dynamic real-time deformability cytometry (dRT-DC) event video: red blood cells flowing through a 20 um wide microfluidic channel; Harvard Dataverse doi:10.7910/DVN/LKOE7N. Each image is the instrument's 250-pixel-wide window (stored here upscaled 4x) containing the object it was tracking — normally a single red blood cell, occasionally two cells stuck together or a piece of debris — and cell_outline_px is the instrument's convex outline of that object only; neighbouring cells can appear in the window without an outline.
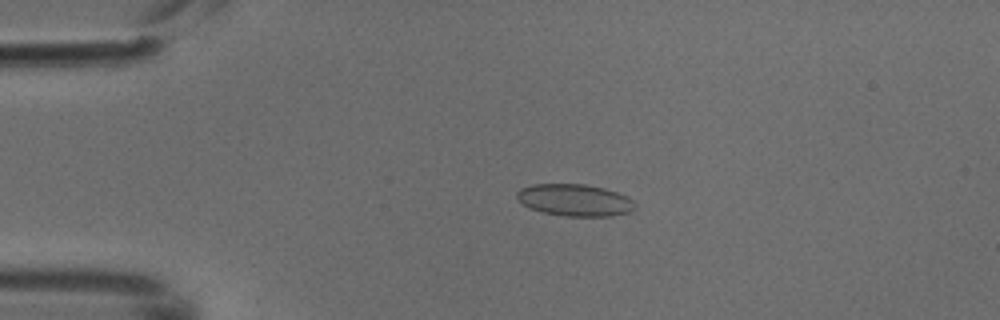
{"species": "common noctule bat (a hibernating species)", "species_latin": "Nyctalus noctula", "temperature_condition": "cold", "stored_images_in_passage": 3, "camera_frame_rate_fps": 3000, "um_per_image_px": 0.085, "animal": {"sex": "male", "body_mass_g": 18.8}, "frame": {"image": 1, "passage_image": 2, "time_ms": 0.333, "image_size_px": [1000, 320], "cell_outline_px": [[636, 208], [628, 212], [612, 216], [564, 216], [544, 212], [528, 208], [516, 196], [516, 192], [520, 188], [532, 184], [584, 184], [604, 188], [628, 196], [636, 204]], "centroid_in_image_um": [48.86, 17.0], "position_along_channel_um": 36.1, "area_um2": 22.02}}